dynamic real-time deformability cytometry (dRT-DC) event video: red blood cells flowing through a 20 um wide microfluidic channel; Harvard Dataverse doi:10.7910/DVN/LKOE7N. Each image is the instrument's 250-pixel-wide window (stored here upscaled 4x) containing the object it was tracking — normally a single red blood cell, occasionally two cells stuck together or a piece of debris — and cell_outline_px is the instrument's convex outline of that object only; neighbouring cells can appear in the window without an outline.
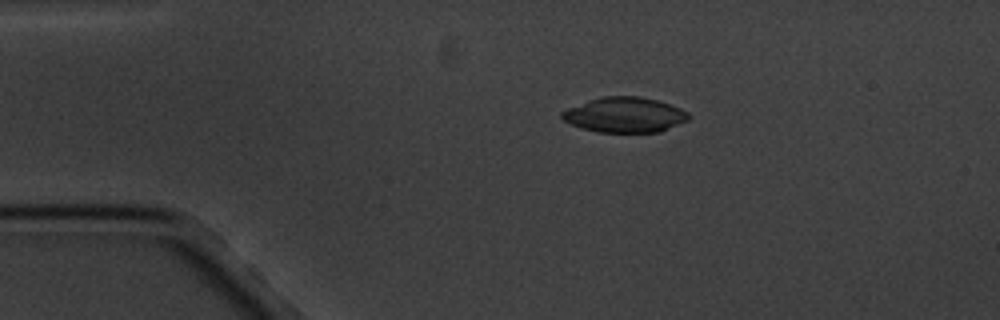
{"species": "common noctule bat (a hibernating species)", "species_latin": "Nyctalus noctula", "temperature_condition": "cold", "stored_images_in_passage": 4, "camera_frame_rate_fps": 3000, "um_per_image_px": 0.085, "animal": {"sex": "male", "body_mass_g": 20.1, "forearm_length_mm": 53.5}, "frame": {"image": 1, "passage_image": 2, "time_ms": 1.0, "image_size_px": [1000, 320], "cell_outline_px": [[692, 116], [688, 120], [660, 132], [600, 132], [580, 128], [564, 120], [560, 116], [560, 112], [568, 108], [588, 100], [604, 96], [640, 96], [656, 100], [680, 108], [688, 112]], "centroid_in_image_um": [53.1, 9.76], "position_along_channel_um": 31.9, "area_um2": 25.95}}
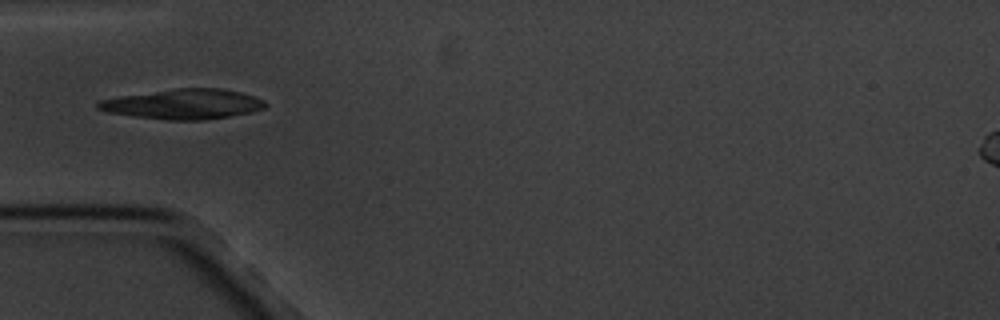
{"frame": {"image": 2, "passage_image": 4, "time_ms": 3.333, "image_size_px": [1000, 320], "cell_outline_px": [[268, 104], [264, 108], [252, 112], [204, 120], [164, 120], [108, 112], [96, 108], [96, 104], [100, 100], [120, 96], [176, 88], [220, 88], [240, 92], [264, 100]], "centroid_in_image_um": [15.6, 8.85], "position_along_channel_um": 69.4, "area_um2": 29.07}}